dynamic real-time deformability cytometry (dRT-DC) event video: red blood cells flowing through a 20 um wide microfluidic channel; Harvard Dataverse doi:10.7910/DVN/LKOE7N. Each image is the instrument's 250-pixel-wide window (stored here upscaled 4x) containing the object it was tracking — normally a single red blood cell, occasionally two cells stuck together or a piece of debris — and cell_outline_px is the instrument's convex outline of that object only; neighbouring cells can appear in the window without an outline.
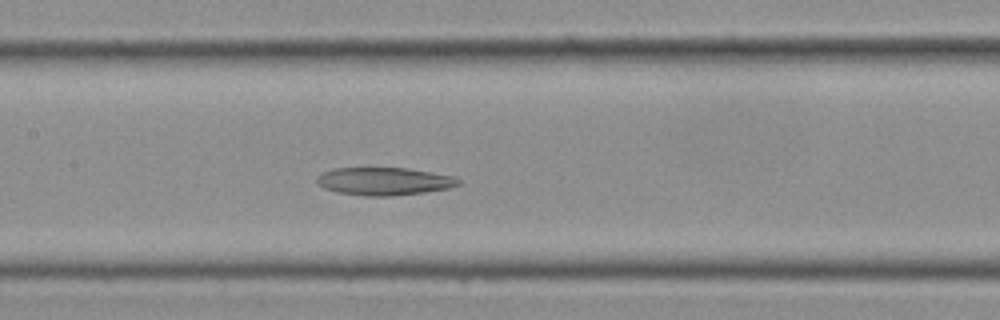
{"species": "Egyptian fruit bat (a non-hibernating species)", "species_latin": "Rousettus aegyptiacus", "temperature_condition": "cold", "stored_images_in_passage": 15, "camera_frame_rate_fps": 3000, "um_per_image_px": 0.085, "frame": {"image": 1, "passage_image": 13, "time_ms": 4.0, "image_size_px": [1000, 320], "cell_outline_px": [[460, 184], [448, 188], [424, 192], [392, 196], [364, 196], [336, 192], [324, 188], [316, 184], [316, 176], [332, 168], [408, 168], [452, 176], [460, 180]], "centroid_in_image_um": [32.59, 15.41], "position_along_channel_um": 174.8, "area_um2": 22.95}}
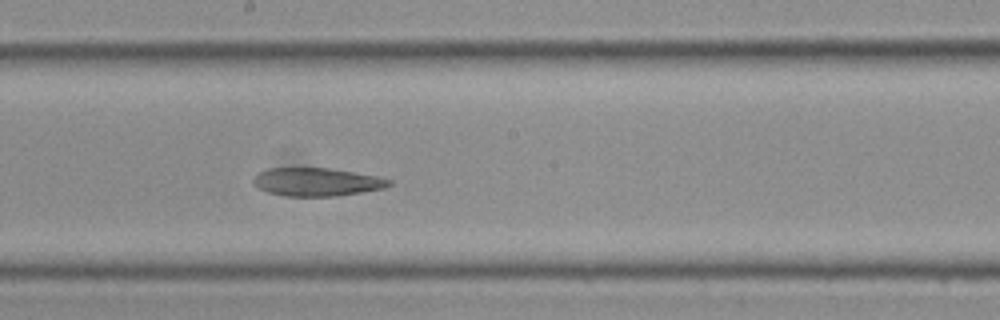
{"frame": {"image": 2, "passage_image": 15, "time_ms": 4.667, "image_size_px": [1000, 320], "cell_outline_px": [[392, 184], [384, 188], [336, 196], [288, 196], [268, 192], [256, 188], [252, 180], [260, 172], [268, 168], [332, 168], [380, 176], [392, 180]], "centroid_in_image_um": [26.95, 15.46], "position_along_channel_um": 221.2, "area_um2": 22.37}}